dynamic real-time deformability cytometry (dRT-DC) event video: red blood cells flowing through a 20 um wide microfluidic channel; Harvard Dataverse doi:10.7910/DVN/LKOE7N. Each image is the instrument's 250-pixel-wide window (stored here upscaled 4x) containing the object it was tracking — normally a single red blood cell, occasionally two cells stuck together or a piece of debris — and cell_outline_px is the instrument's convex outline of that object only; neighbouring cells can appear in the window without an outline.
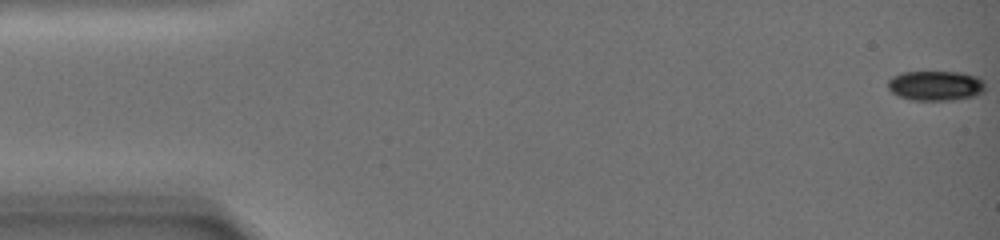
{"species": "common noctule bat (a hibernating species)", "species_latin": "Nyctalus noctula", "temperature_condition": "warm", "stored_images_in_passage": 56, "camera_frame_rate_fps": 3000, "um_per_image_px": 0.085, "animal": {"sex": "female", "body_mass_g": 19.0, "forearm_length_mm": 51.5}, "frame": {"image": 1, "passage_image": 1, "time_ms": 0.0, "image_size_px": [1000, 240], "cell_outline_px": [[984, 92], [976, 96], [952, 100], [912, 100], [900, 96], [892, 92], [888, 88], [888, 80], [892, 76], [900, 72], [960, 72], [980, 76], [984, 80]], "centroid_in_image_um": [79.56, 7.27], "position_along_channel_um": 5.4, "area_um2": 17.17}}
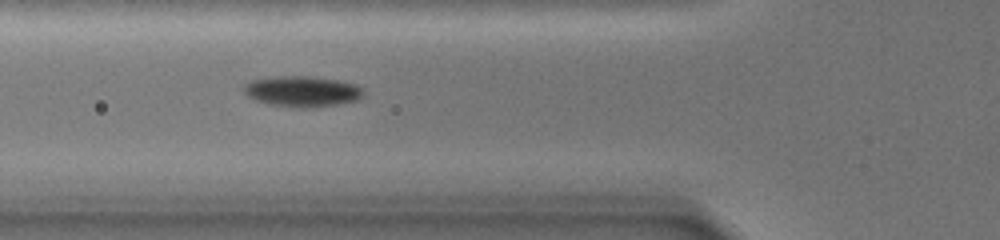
{"frame": {"image": 2, "passage_image": 20, "time_ms": 8.333, "image_size_px": [1000, 240], "cell_outline_px": [[364, 96], [356, 100], [336, 104], [312, 108], [292, 108], [268, 104], [252, 100], [244, 92], [244, 84], [252, 80], [276, 76], [308, 76], [340, 80], [356, 84], [364, 88]], "centroid_in_image_um": [25.69, 7.77], "position_along_channel_um": 100.1, "area_um2": 21.79}}
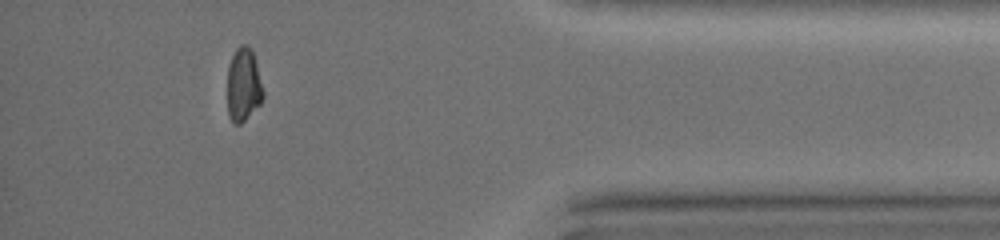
{"frame": {"image": 3, "passage_image": 48, "time_ms": 20.0, "image_size_px": [1000, 240], "cell_outline_px": [[264, 96], [260, 104], [240, 124], [236, 124], [228, 116], [228, 64], [236, 48], [240, 44], [248, 44], [252, 48], [264, 92]], "centroid_in_image_um": [20.7, 7.17], "position_along_channel_um": 414.5, "area_um2": 15.37}, "authors_computed_cell_mechanics": {"area_um2": 17.6868, "velocity_mm_per_s": 2.9229, "shape_relaxation_time_tau1_ms": null, "shape_relaxation_time_tau2_ms": 4.1725, "deformation_change_tau1": null, "deformation_change_tau2": 0.0395}}